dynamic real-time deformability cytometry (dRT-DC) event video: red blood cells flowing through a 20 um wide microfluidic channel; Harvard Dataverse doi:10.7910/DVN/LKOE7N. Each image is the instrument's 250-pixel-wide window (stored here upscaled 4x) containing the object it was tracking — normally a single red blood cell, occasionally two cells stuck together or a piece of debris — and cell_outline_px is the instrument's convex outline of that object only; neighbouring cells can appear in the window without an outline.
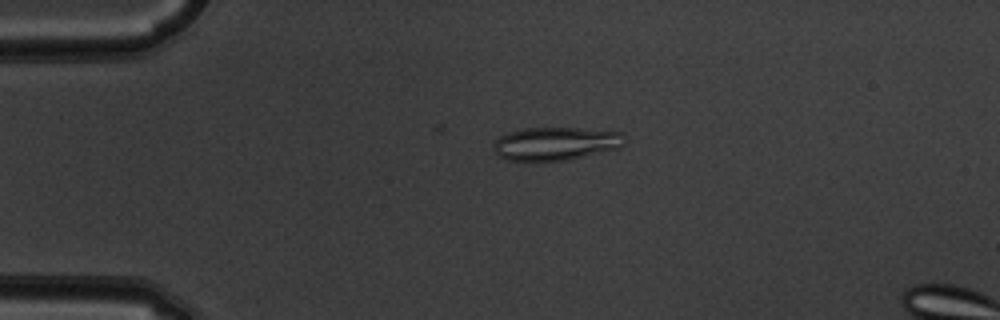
{"species": "common noctule bat (a hibernating species)", "species_latin": "Nyctalus noctula", "temperature_condition": "warm", "stored_images_in_passage": 44, "camera_frame_rate_fps": 3000, "um_per_image_px": 0.085, "animal": {"sex": "male", "body_mass_g": 19.5, "forearm_length_mm": 54.6}, "frame": {"image": 1, "passage_image": 4, "time_ms": 1.0, "image_size_px": [1000, 320], "cell_outline_px": [[624, 144], [620, 148], [568, 160], [508, 160], [496, 156], [492, 148], [496, 140], [500, 136], [508, 132], [524, 128], [580, 128], [624, 132]], "centroid_in_image_um": [47.24, 12.2], "position_along_channel_um": 37.8, "area_um2": 25.49}}
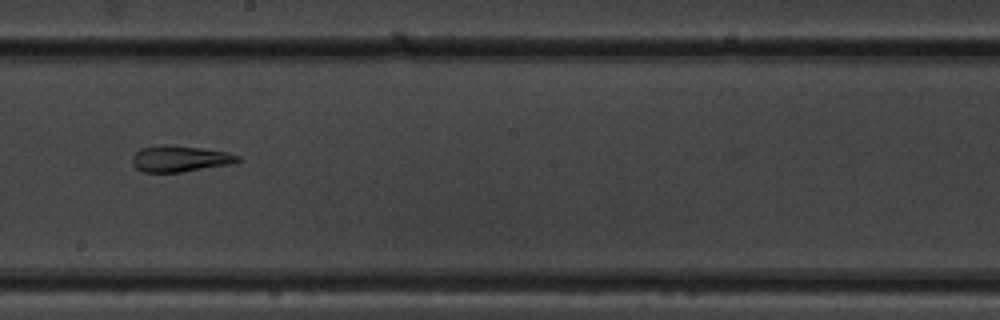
{"frame": {"image": 2, "passage_image": 22, "time_ms": 7.0, "image_size_px": [1000, 320], "cell_outline_px": [[240, 160], [228, 164], [180, 172], [144, 172], [136, 168], [132, 164], [132, 156], [140, 148], [156, 144], [164, 144], [204, 148], [228, 152], [240, 156]], "centroid_in_image_um": [15.24, 13.47], "position_along_channel_um": 233.0, "area_um2": 16.13}}
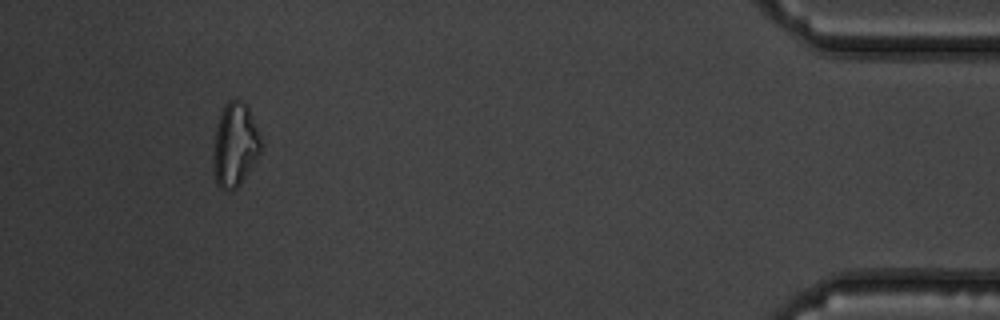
{"frame": {"image": 3, "passage_image": 41, "time_ms": 13.333, "image_size_px": [1000, 320], "cell_outline_px": [[264, 144], [260, 152], [248, 172], [240, 184], [236, 188], [228, 192], [220, 188], [216, 184], [212, 160], [212, 148], [216, 128], [224, 104], [228, 100], [244, 100], [248, 104]], "centroid_in_image_um": [19.98, 12.3], "position_along_channel_um": 415.2, "area_um2": 23.81}, "authors_computed_cell_mechanics": {"area_um2": 19.1318, "velocity_mm_per_s": 3.8636, "shape_relaxation_time_tau1_ms": null, "shape_relaxation_time_tau2_ms": 6.4802, "deformation_change_tau1": null, "deformation_change_tau2": 0.1826}}